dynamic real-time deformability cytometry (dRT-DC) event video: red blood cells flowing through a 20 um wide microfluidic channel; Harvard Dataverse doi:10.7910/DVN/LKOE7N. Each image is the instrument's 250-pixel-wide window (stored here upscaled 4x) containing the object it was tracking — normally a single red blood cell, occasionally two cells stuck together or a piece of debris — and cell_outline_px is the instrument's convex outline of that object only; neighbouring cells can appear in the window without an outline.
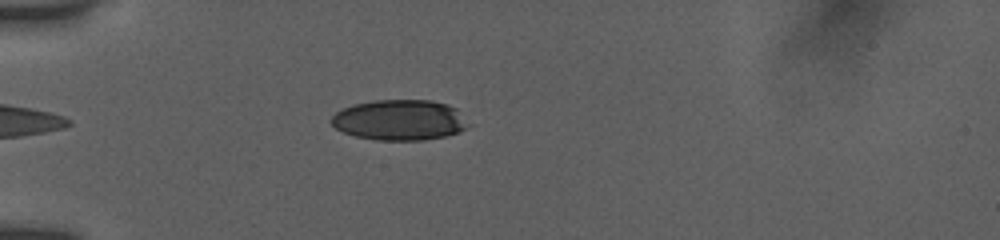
{"species": "human", "species_latin": "Homo sapiens", "temperature_condition": "room temperature", "stored_images_in_passage": 4, "camera_frame_rate_fps": 3000, "um_per_image_px": 0.085, "donor": {"sex": "female"}, "frame": {"image": 1, "passage_image": 1, "time_ms": 0.0, "image_size_px": [1000, 240], "cell_outline_px": [[472, 124], [460, 132], [444, 136], [424, 140], [376, 140], [356, 136], [344, 132], [336, 128], [328, 120], [336, 112], [352, 104], [376, 100], [432, 100], [448, 104], [456, 108]], "centroid_in_image_um": [34.0, 10.19], "position_along_channel_um": 51.0, "area_um2": 32.66}}
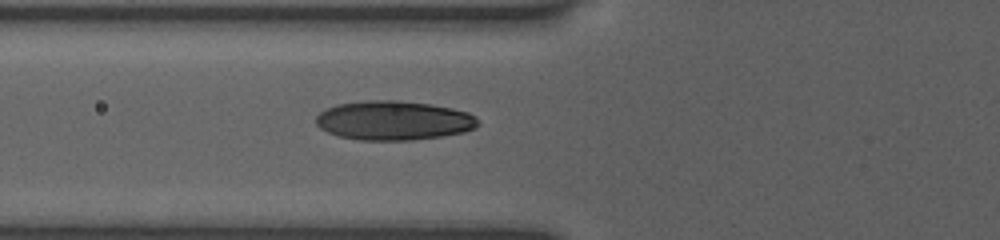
{"frame": {"image": 2, "passage_image": 4, "time_ms": 1.667, "image_size_px": [1000, 240], "cell_outline_px": [[480, 124], [476, 128], [464, 132], [440, 136], [412, 140], [360, 140], [340, 136], [328, 132], [320, 128], [316, 124], [316, 116], [324, 108], [336, 104], [368, 100], [400, 100], [428, 104], [452, 108], [468, 112], [476, 116]], "centroid_in_image_um": [33.46, 10.23], "position_along_channel_um": 92.3, "area_um2": 37.22}}